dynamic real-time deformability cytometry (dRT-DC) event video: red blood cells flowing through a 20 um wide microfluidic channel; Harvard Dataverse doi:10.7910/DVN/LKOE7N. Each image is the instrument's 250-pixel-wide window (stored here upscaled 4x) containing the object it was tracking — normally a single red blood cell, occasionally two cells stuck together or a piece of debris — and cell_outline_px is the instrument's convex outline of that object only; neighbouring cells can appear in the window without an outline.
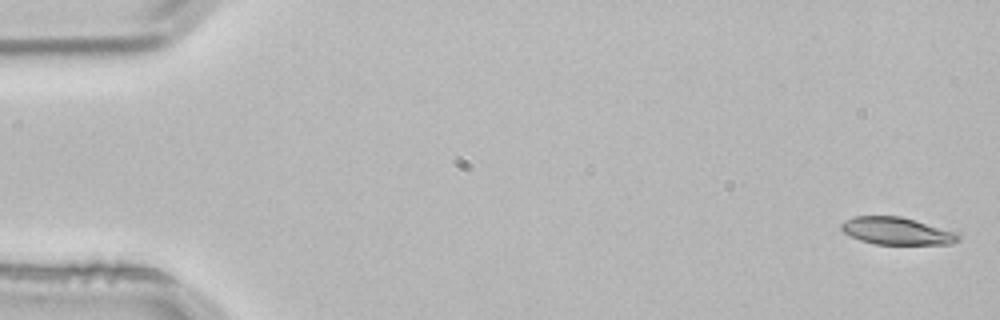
{"species": "common noctule bat (a hibernating species)", "species_latin": "Nyctalus noctula", "temperature_condition": "room temperature", "stored_images_in_passage": 4, "camera_frame_rate_fps": 3000, "um_per_image_px": 0.085, "animal": {"sex": "male", "body_mass_g": 21.5, "forearm_length_mm": 52.0}, "frame": {"image": 1, "passage_image": 1, "time_ms": 0.0, "image_size_px": [1000, 320], "cell_outline_px": [[960, 240], [952, 244], [876, 244], [860, 240], [844, 232], [840, 228], [840, 224], [844, 220], [856, 216], [900, 216], [960, 232]], "centroid_in_image_um": [76.28, 19.63], "position_along_channel_um": 8.7, "area_um2": 18.79}}
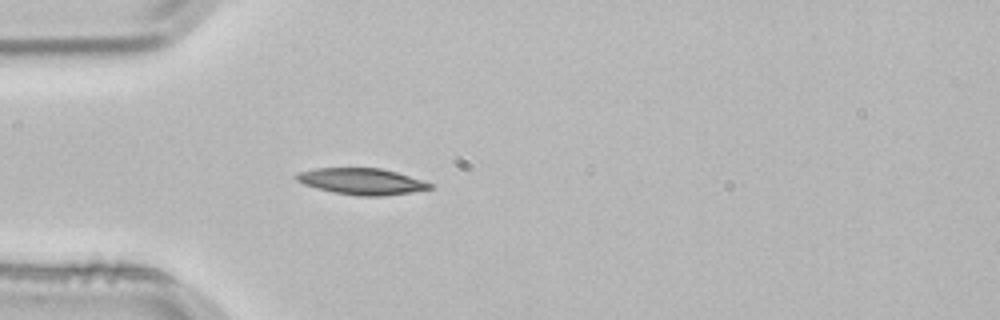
{"frame": {"image": 2, "passage_image": 4, "time_ms": 1.0, "image_size_px": [1000, 320], "cell_outline_px": [[432, 188], [412, 192], [380, 196], [360, 196], [336, 192], [316, 188], [304, 184], [296, 180], [296, 172], [316, 168], [380, 168], [396, 172], [432, 184]], "centroid_in_image_um": [30.7, 15.41], "position_along_channel_um": 54.3, "area_um2": 20.17}}